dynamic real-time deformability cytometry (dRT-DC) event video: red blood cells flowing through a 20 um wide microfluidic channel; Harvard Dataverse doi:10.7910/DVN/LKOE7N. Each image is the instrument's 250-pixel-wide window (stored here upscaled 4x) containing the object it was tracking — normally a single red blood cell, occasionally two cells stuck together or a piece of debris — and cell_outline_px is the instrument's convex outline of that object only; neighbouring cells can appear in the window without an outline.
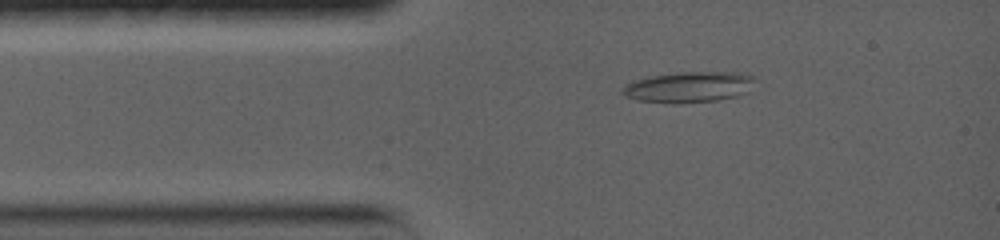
{"species": "common noctule bat (a hibernating species)", "species_latin": "Nyctalus noctula", "temperature_condition": "warm", "stored_images_in_passage": 53, "camera_frame_rate_fps": 5000, "um_per_image_px": 0.085, "animal": {"sex": "female", "body_mass_g": 19.0, "forearm_length_mm": 56.7}, "frame": {"image": 1, "passage_image": 1, "time_ms": 0.0, "image_size_px": [1000, 240], "cell_outline_px": [[752, 80], [748, 92], [736, 96], [716, 100], [672, 104], [636, 100], [624, 96], [620, 92], [624, 84], [636, 80], [652, 76], [680, 72], [740, 72], [752, 76]], "centroid_in_image_um": [58.48, 7.41], "position_along_channel_um": 26.5, "area_um2": 23.7}}
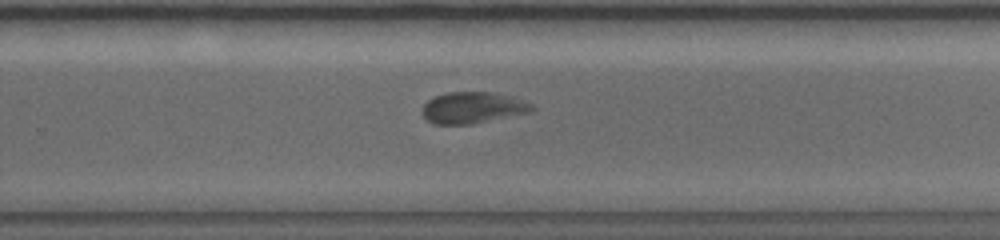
{"frame": {"image": 2, "passage_image": 24, "time_ms": 7.8, "image_size_px": [1000, 240], "cell_outline_px": [[536, 108], [532, 112], [472, 124], [432, 124], [424, 116], [424, 104], [428, 100], [436, 96], [448, 92], [492, 92], [512, 96], [532, 104]], "centroid_in_image_um": [40.23, 9.15], "position_along_channel_um": 289.6, "area_um2": 20.0}}
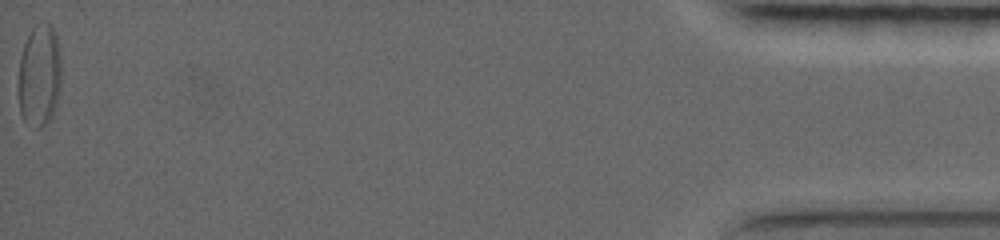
{"frame": {"image": 3, "passage_image": 53, "time_ms": 15.6, "image_size_px": [1000, 240], "cell_outline_px": [[60, 84], [56, 104], [52, 116], [40, 128], [36, 128], [24, 120], [20, 112], [20, 56], [24, 44], [32, 28], [36, 24], [48, 24], [52, 28], [56, 36], [60, 56]], "centroid_in_image_um": [3.36, 6.42], "position_along_channel_um": 431.8, "area_um2": 24.91}}